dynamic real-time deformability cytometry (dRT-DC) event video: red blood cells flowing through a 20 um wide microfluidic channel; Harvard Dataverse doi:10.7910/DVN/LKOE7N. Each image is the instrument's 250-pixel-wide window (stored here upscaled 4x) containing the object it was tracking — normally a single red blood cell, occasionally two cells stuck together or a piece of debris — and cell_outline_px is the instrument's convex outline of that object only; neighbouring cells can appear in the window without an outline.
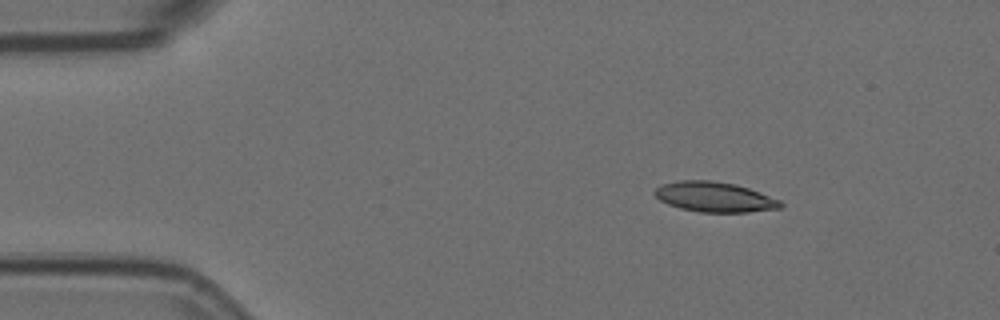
{"species": "Egyptian fruit bat (a non-hibernating species)", "species_latin": "Rousettus aegyptiacus", "temperature_condition": "room temperature", "stored_images_in_passage": 3, "camera_frame_rate_fps": 3000, "um_per_image_px": 0.085, "animal": {"sex": "female"}, "frame": {"image": 1, "passage_image": 1, "time_ms": 0.0, "image_size_px": [1000, 320], "cell_outline_px": [[784, 204], [780, 208], [748, 212], [700, 212], [680, 208], [668, 204], [660, 200], [652, 192], [656, 188], [664, 184], [676, 180], [712, 180], [736, 184], [760, 192], [780, 200]], "centroid_in_image_um": [60.73, 16.73], "position_along_channel_um": 24.3, "area_um2": 22.08}}